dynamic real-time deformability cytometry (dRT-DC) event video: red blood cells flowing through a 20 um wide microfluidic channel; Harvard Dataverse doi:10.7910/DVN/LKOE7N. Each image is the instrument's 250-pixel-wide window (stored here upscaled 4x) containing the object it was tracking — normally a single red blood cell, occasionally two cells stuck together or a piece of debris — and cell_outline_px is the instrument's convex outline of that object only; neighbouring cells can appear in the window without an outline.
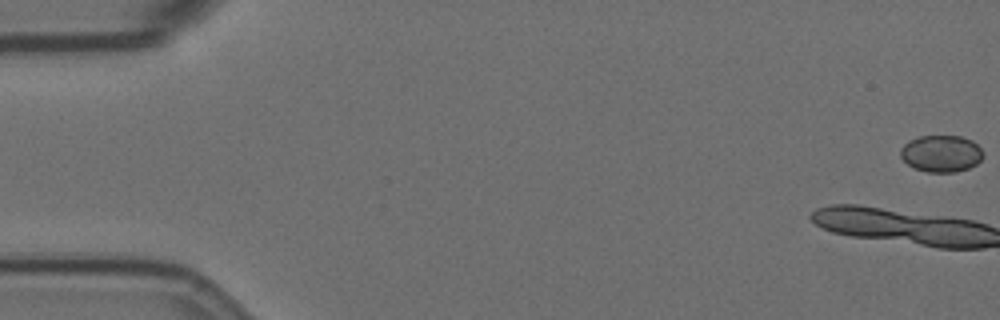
{"species": "Egyptian fruit bat (a non-hibernating species)", "species_latin": "Rousettus aegyptiacus", "temperature_condition": "room temperature", "stored_images_in_passage": 5, "camera_frame_rate_fps": 3000, "um_per_image_px": 0.085, "animal": {"sex": "female"}, "frame": {"image": 1, "passage_image": 1, "time_ms": 0.0, "image_size_px": [1000, 320], "cell_outline_px": [[984, 156], [976, 164], [968, 168], [956, 172], [928, 172], [912, 168], [900, 156], [900, 148], [908, 140], [920, 136], [960, 136], [972, 140], [984, 152]], "centroid_in_image_um": [79.99, 13.05], "position_along_channel_um": 5.0, "area_um2": 17.86}}